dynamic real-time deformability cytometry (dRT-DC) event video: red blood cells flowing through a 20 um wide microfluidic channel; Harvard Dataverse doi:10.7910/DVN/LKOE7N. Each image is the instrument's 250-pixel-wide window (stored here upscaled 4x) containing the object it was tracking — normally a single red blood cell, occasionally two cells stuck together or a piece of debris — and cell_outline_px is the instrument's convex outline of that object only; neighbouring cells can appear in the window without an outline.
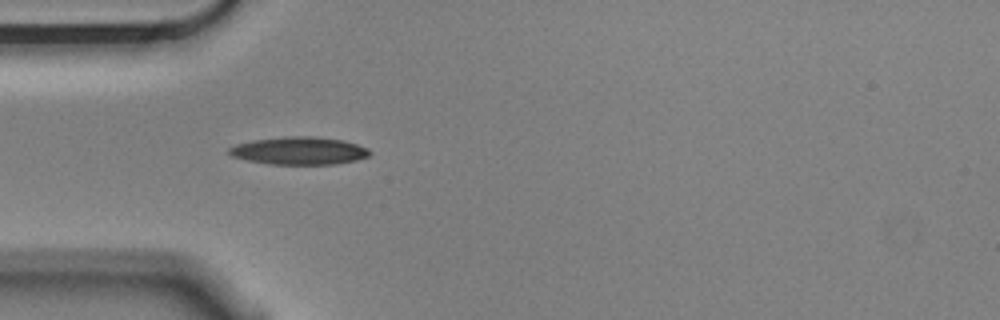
{"species": "Egyptian fruit bat (a non-hibernating species)", "species_latin": "Rousettus aegyptiacus", "temperature_condition": "cold", "stored_images_in_passage": 2, "camera_frame_rate_fps": 3000, "um_per_image_px": 0.085, "animal": {"sex": "male"}, "frame": {"image": 1, "passage_image": 1, "time_ms": 0.0, "image_size_px": [1000, 320], "cell_outline_px": [[372, 152], [368, 156], [356, 160], [336, 164], [268, 164], [248, 160], [232, 156], [228, 152], [228, 148], [236, 144], [252, 140], [284, 136], [316, 136], [344, 140], [368, 148]], "centroid_in_image_um": [25.43, 12.8], "position_along_channel_um": 59.6, "area_um2": 22.83}}
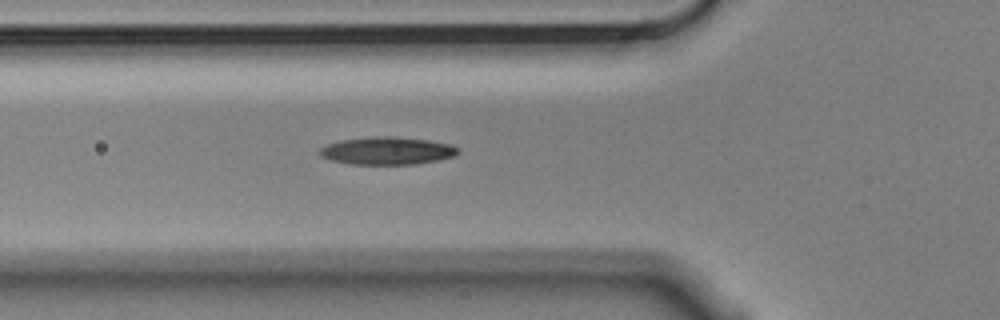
{"frame": {"image": 2, "passage_image": 2, "time_ms": 0.333, "image_size_px": [1000, 320], "cell_outline_px": [[460, 152], [456, 156], [416, 164], [348, 164], [328, 160], [320, 156], [320, 148], [328, 144], [340, 140], [372, 136], [388, 136], [428, 140], [448, 144], [460, 148]], "centroid_in_image_um": [32.89, 12.82], "position_along_channel_um": 92.9, "area_um2": 22.37}}